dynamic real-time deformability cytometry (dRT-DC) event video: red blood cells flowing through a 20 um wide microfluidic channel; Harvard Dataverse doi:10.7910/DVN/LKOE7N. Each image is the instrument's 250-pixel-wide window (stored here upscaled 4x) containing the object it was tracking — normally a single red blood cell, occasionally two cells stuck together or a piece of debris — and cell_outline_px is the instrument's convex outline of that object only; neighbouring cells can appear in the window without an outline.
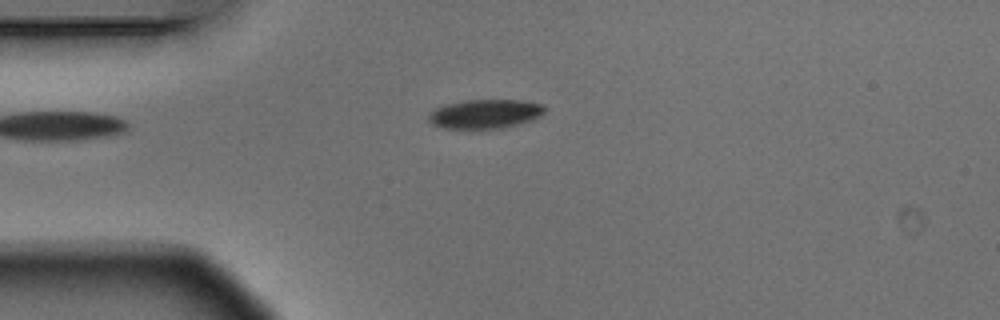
{"species": "Egyptian fruit bat (a non-hibernating species)", "species_latin": "Rousettus aegyptiacus", "temperature_condition": "warm", "stored_images_in_passage": 3, "camera_frame_rate_fps": 3000, "um_per_image_px": 0.085, "animal": {"sex": "male"}, "frame": {"image": 1, "passage_image": 3, "time_ms": 0.667, "image_size_px": [1000, 320], "cell_outline_px": [[544, 112], [540, 116], [532, 120], [504, 128], [444, 128], [432, 124], [428, 120], [428, 116], [436, 108], [448, 104], [468, 100], [524, 100], [544, 104]], "centroid_in_image_um": [41.28, 9.68], "position_along_channel_um": 43.7, "area_um2": 19.54}}